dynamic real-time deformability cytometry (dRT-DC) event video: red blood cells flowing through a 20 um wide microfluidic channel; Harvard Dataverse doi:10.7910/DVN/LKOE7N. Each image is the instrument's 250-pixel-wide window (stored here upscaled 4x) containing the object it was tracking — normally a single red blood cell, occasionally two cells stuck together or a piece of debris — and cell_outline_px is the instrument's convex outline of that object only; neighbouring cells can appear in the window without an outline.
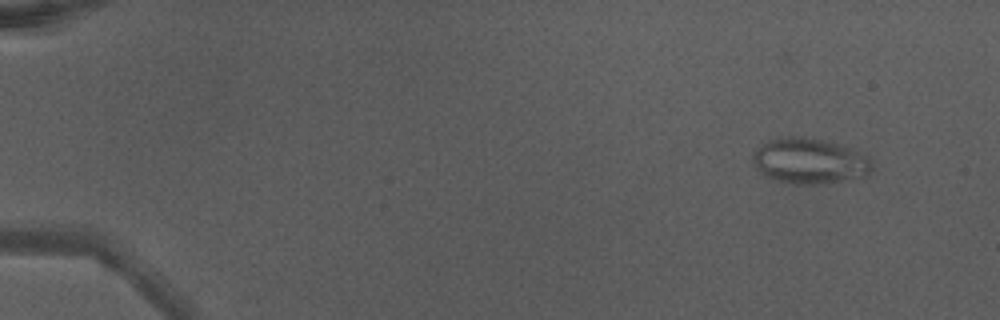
{"species": "Egyptian fruit bat (a non-hibernating species)", "species_latin": "Rousettus aegyptiacus", "temperature_condition": "warm", "stored_images_in_passage": 47, "camera_frame_rate_fps": 3000, "um_per_image_px": 0.085, "animal": {"sex": "male"}, "frame": {"image": 1, "passage_image": 3, "time_ms": 0.667, "image_size_px": [1000, 320], "cell_outline_px": [[872, 168], [868, 176], [816, 184], [796, 184], [776, 180], [764, 176], [752, 160], [752, 156], [756, 148], [768, 140], [788, 136], [796, 136], [820, 140], [848, 148], [868, 156], [872, 164]], "centroid_in_image_um": [68.78, 13.7], "position_along_channel_um": 16.2, "area_um2": 31.15}}
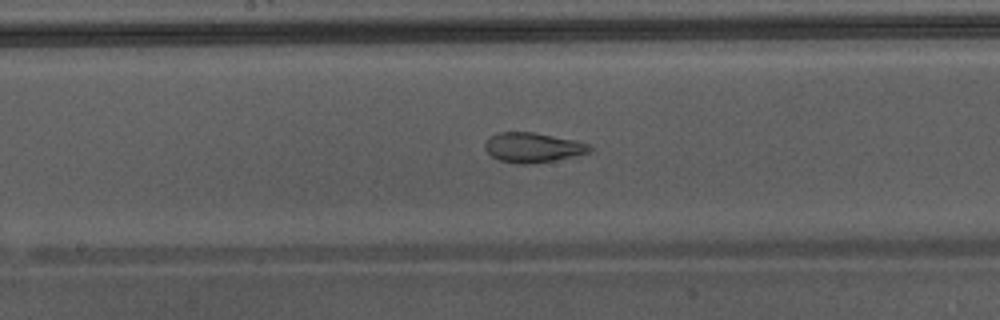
{"frame": {"image": 2, "passage_image": 26, "time_ms": 8.333, "image_size_px": [1000, 320], "cell_outline_px": [[592, 148], [588, 152], [556, 160], [532, 164], [516, 164], [500, 160], [492, 156], [484, 148], [484, 144], [496, 132], [532, 132], [576, 140], [592, 144]], "centroid_in_image_um": [45.3, 12.54], "position_along_channel_um": 202.9, "area_um2": 18.15}}
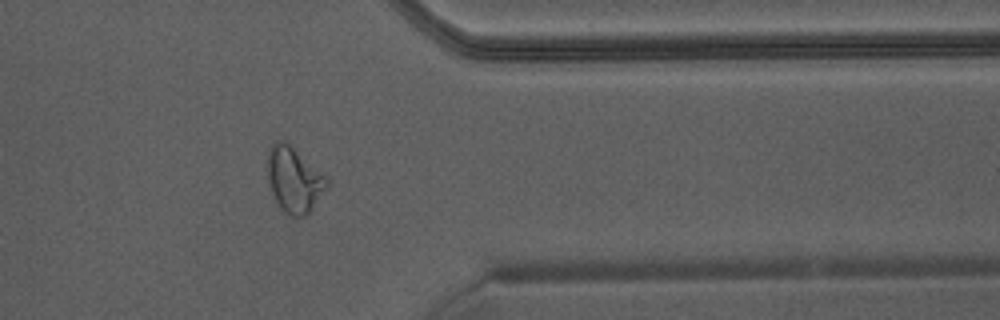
{"frame": {"image": 3, "passage_image": 39, "time_ms": 12.667, "image_size_px": [1000, 320], "cell_outline_px": [[328, 184], [308, 212], [304, 216], [292, 216], [284, 212], [280, 208], [272, 192], [268, 180], [268, 152], [272, 144], [280, 140], [288, 144], [324, 176], [328, 180]], "centroid_in_image_um": [24.95, 15.3], "position_along_channel_um": 386.5, "area_um2": 21.44}, "authors_computed_cell_mechanics": {"area_um2": 24.3338, "velocity_mm_per_s": 4.3999, "shape_relaxation_time_tau1_ms": null, "shape_relaxation_time_tau2_ms": 1.0357, "deformation_change_tau1": null, "deformation_change_tau2": 0.0737}}